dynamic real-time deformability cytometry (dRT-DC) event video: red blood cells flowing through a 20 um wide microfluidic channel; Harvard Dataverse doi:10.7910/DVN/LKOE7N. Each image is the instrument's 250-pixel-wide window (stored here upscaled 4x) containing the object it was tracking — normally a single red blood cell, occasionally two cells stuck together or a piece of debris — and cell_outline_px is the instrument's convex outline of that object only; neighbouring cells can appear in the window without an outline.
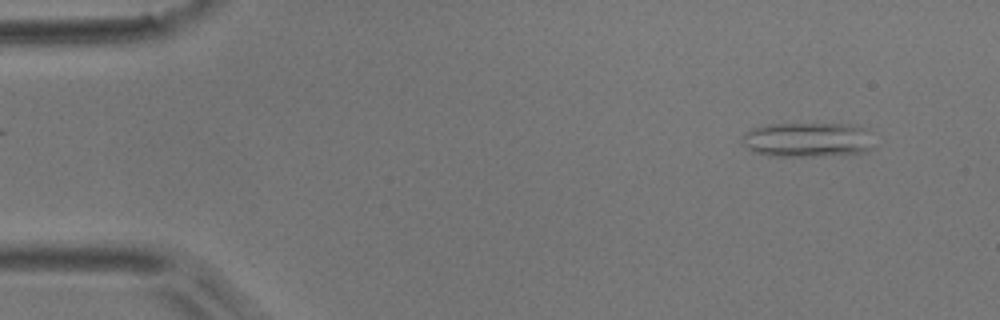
{"species": "common noctule bat (a hibernating species)", "species_latin": "Nyctalus noctula", "temperature_condition": "room temperature", "stored_images_in_passage": 3, "camera_frame_rate_fps": 3000, "um_per_image_px": 0.085, "animal": {"sex": "male", "body_mass_g": 17.9}, "frame": {"image": 1, "passage_image": 1, "time_ms": 0.0, "image_size_px": [1000, 320], "cell_outline_px": [[872, 148], [864, 152], [816, 156], [768, 156], [752, 152], [744, 144], [744, 132], [752, 128], [768, 124], [848, 124], [868, 128]], "centroid_in_image_um": [68.63, 11.87], "position_along_channel_um": 16.4, "area_um2": 26.59}}